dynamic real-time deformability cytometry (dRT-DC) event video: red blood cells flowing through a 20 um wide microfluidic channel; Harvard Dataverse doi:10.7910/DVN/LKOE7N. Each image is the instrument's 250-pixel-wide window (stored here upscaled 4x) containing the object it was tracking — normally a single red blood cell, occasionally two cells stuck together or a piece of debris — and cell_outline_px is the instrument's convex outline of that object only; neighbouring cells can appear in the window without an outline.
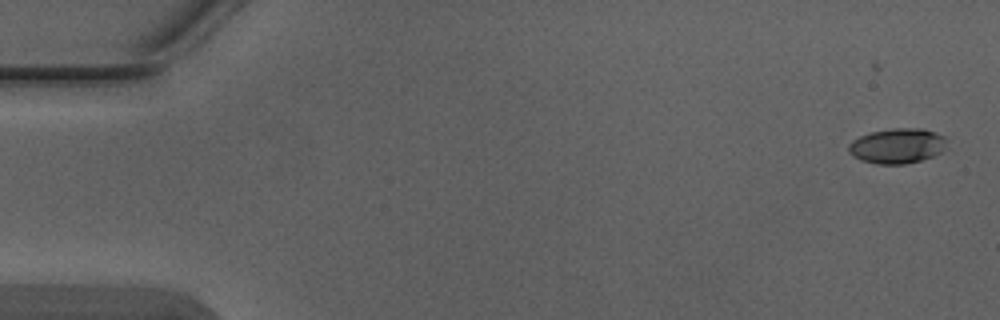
{"species": "Egyptian fruit bat (a non-hibernating species)", "species_latin": "Rousettus aegyptiacus", "temperature_condition": "warm", "stored_images_in_passage": 6, "camera_frame_rate_fps": 3000, "um_per_image_px": 0.085, "animal": {"sex": "male"}, "frame": {"image": 1, "passage_image": 1, "time_ms": 0.0, "image_size_px": [1000, 320], "cell_outline_px": [[944, 148], [940, 152], [932, 156], [920, 160], [904, 164], [876, 164], [860, 160], [852, 156], [848, 152], [848, 144], [852, 140], [860, 136], [872, 132], [892, 128], [920, 128], [936, 132], [944, 136]], "centroid_in_image_um": [76.21, 12.4], "position_along_channel_um": 8.8, "area_um2": 20.0}}
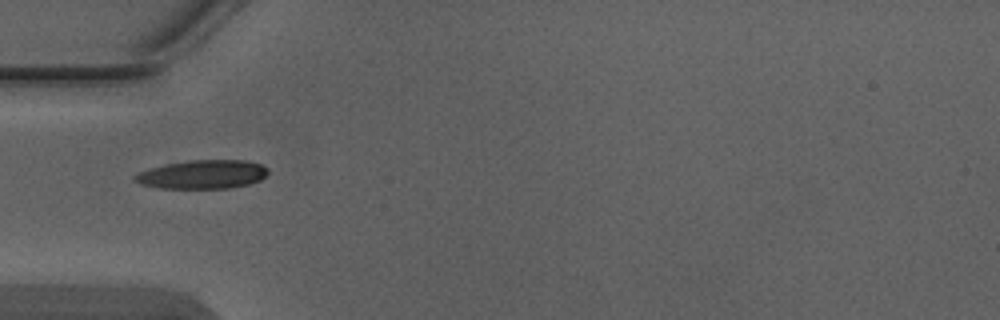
{"frame": {"image": 2, "passage_image": 5, "time_ms": 1.333, "image_size_px": [1000, 320], "cell_outline_px": [[268, 172], [260, 180], [248, 184], [232, 188], [160, 188], [140, 184], [132, 180], [132, 176], [140, 172], [164, 164], [192, 160], [248, 160], [260, 164], [268, 168]], "centroid_in_image_um": [17.21, 14.82], "position_along_channel_um": 67.8, "area_um2": 22.31}}
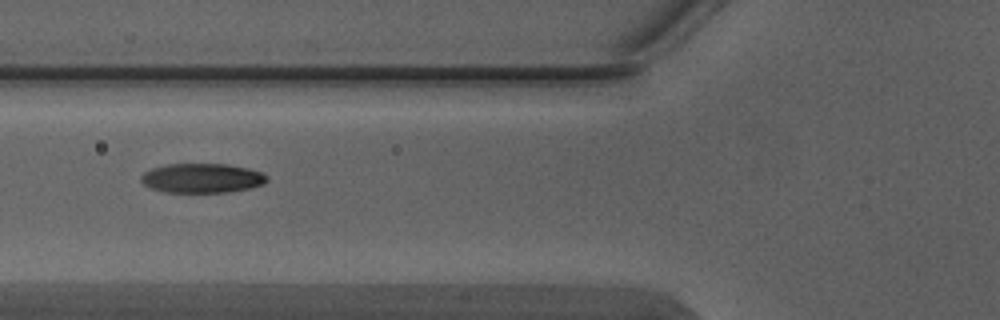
{"frame": {"image": 3, "passage_image": 6, "time_ms": 1.667, "image_size_px": [1000, 320], "cell_outline_px": [[268, 180], [264, 184], [248, 188], [228, 192], [164, 192], [152, 188], [144, 184], [140, 180], [140, 176], [144, 172], [152, 168], [168, 164], [228, 164], [248, 168], [260, 172], [268, 176]], "centroid_in_image_um": [17.17, 15.14], "position_along_channel_um": 108.6, "area_um2": 21.56}}